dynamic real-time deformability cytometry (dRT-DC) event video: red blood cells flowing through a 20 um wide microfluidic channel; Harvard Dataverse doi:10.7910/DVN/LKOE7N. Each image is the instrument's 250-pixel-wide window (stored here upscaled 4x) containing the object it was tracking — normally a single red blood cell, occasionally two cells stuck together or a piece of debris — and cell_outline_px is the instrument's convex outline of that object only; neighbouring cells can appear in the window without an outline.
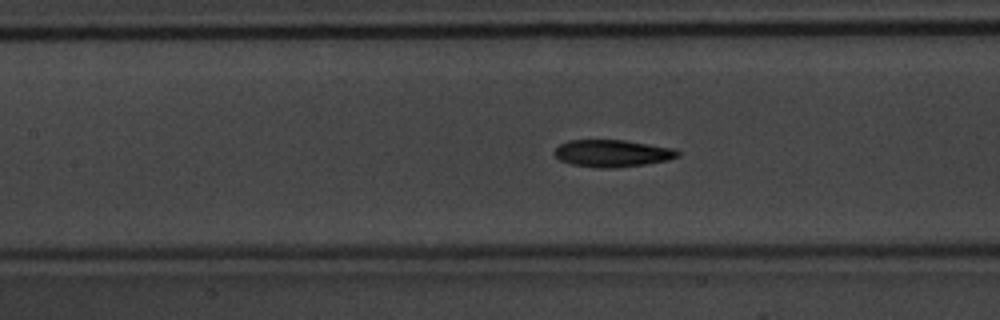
{"species": "common noctule bat (a hibernating species)", "species_latin": "Nyctalus noctula", "temperature_condition": "warm", "stored_images_in_passage": 49, "camera_frame_rate_fps": 3000, "um_per_image_px": 0.085, "animal": {"sex": "male", "body_mass_g": 20.1, "forearm_length_mm": 53.5}, "frame": {"image": 1, "passage_image": 22, "time_ms": 7.0, "image_size_px": [1000, 320], "cell_outline_px": [[680, 156], [668, 160], [644, 164], [616, 168], [596, 168], [572, 164], [560, 160], [556, 156], [556, 148], [560, 144], [568, 140], [624, 140], [676, 148], [680, 152]], "centroid_in_image_um": [52.09, 13.03], "position_along_channel_um": 155.3, "area_um2": 19.54}}
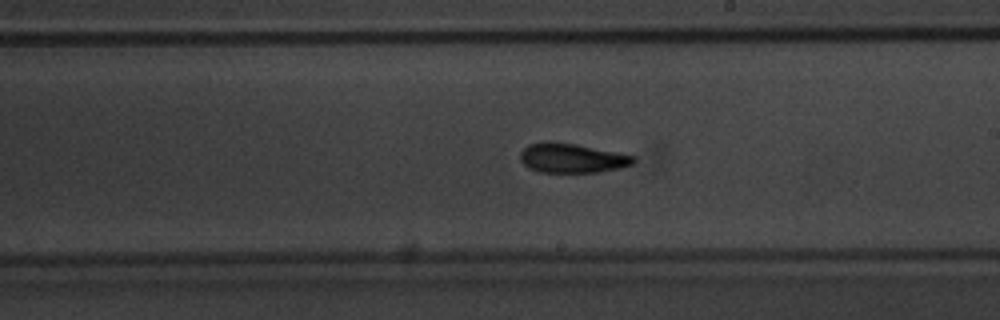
{"frame": {"image": 2, "passage_image": 28, "time_ms": 9.0, "image_size_px": [1000, 320], "cell_outline_px": [[636, 160], [632, 164], [620, 168], [596, 172], [536, 172], [528, 168], [520, 160], [520, 152], [528, 144], [576, 144], [636, 156]], "centroid_in_image_um": [48.64, 13.48], "position_along_channel_um": 240.4, "area_um2": 18.9}, "authors_computed_cell_mechanics": {"area_um2": 19.074, "velocity_mm_per_s": 4.258, "shape_relaxation_time_tau1_ms": 3.8913, "shape_relaxation_time_tau2_ms": 2.9728, "deformation_change_tau1": 0.1506, "deformation_change_tau2": 0.1173}}